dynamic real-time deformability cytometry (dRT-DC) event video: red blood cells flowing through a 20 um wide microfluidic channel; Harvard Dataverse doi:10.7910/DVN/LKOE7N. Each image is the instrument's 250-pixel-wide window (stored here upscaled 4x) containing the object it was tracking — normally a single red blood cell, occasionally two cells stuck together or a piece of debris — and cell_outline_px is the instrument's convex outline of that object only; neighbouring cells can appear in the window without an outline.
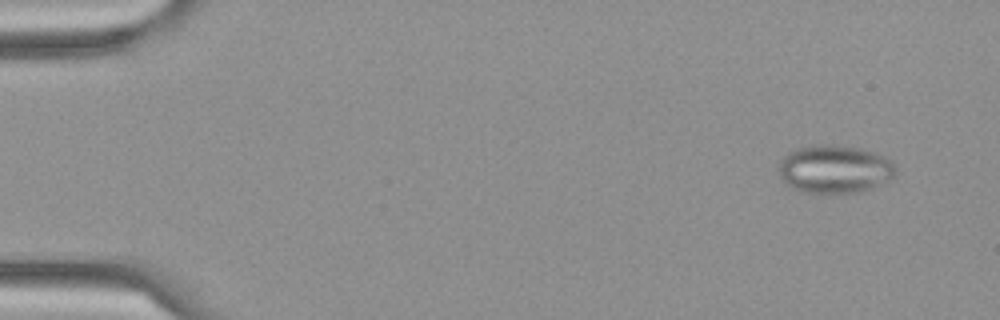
{"species": "Egyptian fruit bat (a non-hibernating species)", "species_latin": "Rousettus aegyptiacus", "temperature_condition": "cold", "stored_images_in_passage": 6, "camera_frame_rate_fps": 3000, "um_per_image_px": 0.085, "frame": {"image": 1, "passage_image": 1, "time_ms": 0.0, "image_size_px": [1000, 320], "cell_outline_px": [[896, 172], [888, 180], [860, 192], [804, 192], [788, 184], [780, 176], [780, 160], [788, 152], [796, 148], [820, 144], [832, 144], [860, 148], [884, 156], [892, 160]], "centroid_in_image_um": [70.95, 14.34], "position_along_channel_um": 14.1, "area_um2": 32.31}}